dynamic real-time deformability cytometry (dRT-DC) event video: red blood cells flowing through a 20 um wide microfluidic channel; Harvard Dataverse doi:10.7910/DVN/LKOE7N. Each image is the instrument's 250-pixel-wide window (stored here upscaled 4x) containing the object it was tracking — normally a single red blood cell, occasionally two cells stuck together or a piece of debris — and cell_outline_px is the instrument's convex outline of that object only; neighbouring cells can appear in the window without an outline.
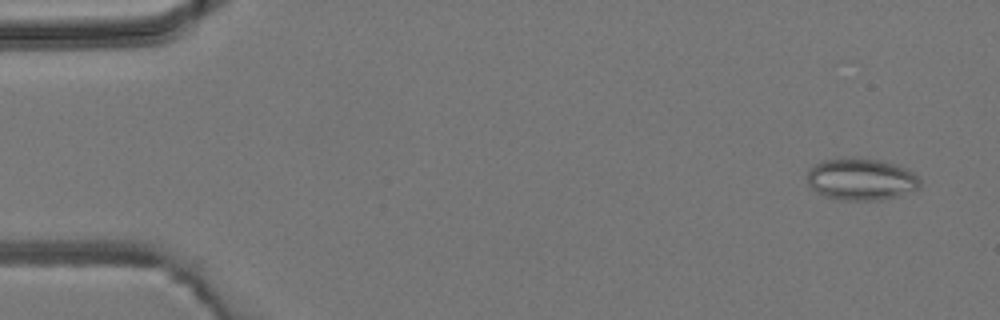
{"species": "common noctule bat (a hibernating species)", "species_latin": "Nyctalus noctula", "temperature_condition": "room temperature", "stored_images_in_passage": 4, "camera_frame_rate_fps": 3000, "um_per_image_px": 0.085, "animal": {"sex": "male", "body_mass_g": 19.2, "forearm_length_mm": 51.8}, "frame": {"image": 1, "passage_image": 1, "time_ms": 0.0, "image_size_px": [1000, 320], "cell_outline_px": [[920, 188], [896, 196], [880, 200], [836, 200], [824, 196], [816, 192], [808, 184], [808, 168], [820, 160], [852, 156], [880, 160], [896, 164], [908, 168], [920, 180]], "centroid_in_image_um": [73.16, 15.21], "position_along_channel_um": 11.8, "area_um2": 28.09}}